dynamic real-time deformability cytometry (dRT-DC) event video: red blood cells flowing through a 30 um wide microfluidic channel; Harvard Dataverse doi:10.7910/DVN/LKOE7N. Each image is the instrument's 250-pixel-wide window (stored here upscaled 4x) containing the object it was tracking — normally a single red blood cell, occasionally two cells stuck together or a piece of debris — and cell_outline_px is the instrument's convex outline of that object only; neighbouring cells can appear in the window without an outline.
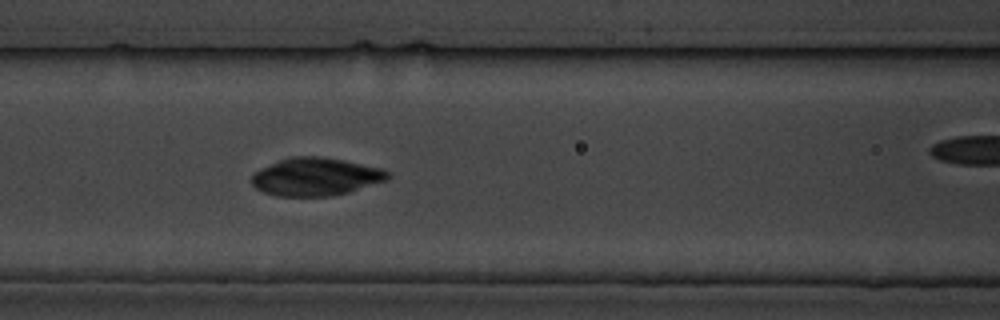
{"species": "common noctule bat (a hibernating species)", "species_latin": "Nyctalus noctula", "temperature_condition": "cold", "stored_images_in_passage": 5, "camera_frame_rate_fps": 3000, "um_per_image_px": 0.085, "animal": {"sex": "male", "body_mass_g": 19.5, "forearm_length_mm": 54.6}, "frame": {"image": 1, "passage_image": 4, "time_ms": 3.333, "image_size_px": [1000, 320], "cell_outline_px": [[392, 176], [384, 180], [348, 192], [332, 196], [276, 196], [264, 192], [256, 188], [252, 184], [252, 176], [256, 172], [280, 160], [292, 156], [320, 156], [344, 160], [380, 168], [388, 172]], "centroid_in_image_um": [26.83, 15.02], "position_along_channel_um": 139.8, "area_um2": 29.59}}